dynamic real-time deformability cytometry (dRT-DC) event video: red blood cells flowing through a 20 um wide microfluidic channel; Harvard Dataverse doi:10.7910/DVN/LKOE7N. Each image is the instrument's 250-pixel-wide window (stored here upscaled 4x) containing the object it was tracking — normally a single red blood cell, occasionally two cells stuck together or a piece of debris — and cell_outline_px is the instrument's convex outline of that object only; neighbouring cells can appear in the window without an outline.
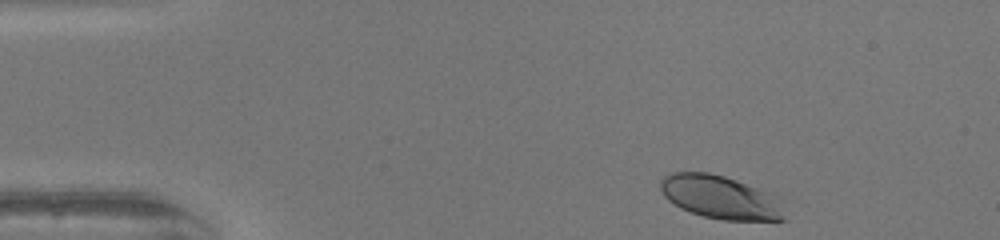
{"species": "human", "species_latin": "Homo sapiens", "temperature_condition": "warm", "stored_images_in_passage": 45, "camera_frame_rate_fps": 3000, "um_per_image_px": 0.085, "donor": {"sex": "female"}, "frame": {"image": 1, "passage_image": 1, "time_ms": 0.0, "image_size_px": [1000, 240], "cell_outline_px": [[788, 220], [724, 220], [704, 216], [680, 208], [668, 200], [664, 196], [660, 188], [660, 180], [664, 176], [672, 172], [708, 172], [724, 176], [736, 180], [756, 188], [772, 196]], "centroid_in_image_um": [61.13, 16.76], "position_along_channel_um": 23.9, "area_um2": 30.63}}
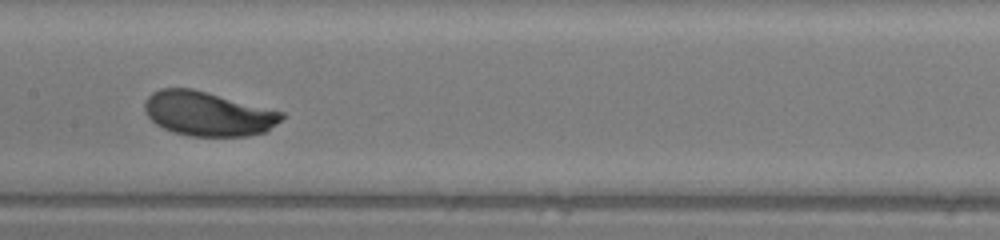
{"frame": {"image": 2, "passage_image": 20, "time_ms": 6.333, "image_size_px": [1000, 240], "cell_outline_px": [[284, 116], [268, 132], [248, 136], [192, 136], [172, 132], [156, 124], [148, 116], [144, 108], [144, 100], [152, 92], [160, 88], [192, 88], [284, 112]], "centroid_in_image_um": [17.67, 9.67], "position_along_channel_um": 189.7, "area_um2": 35.49}}
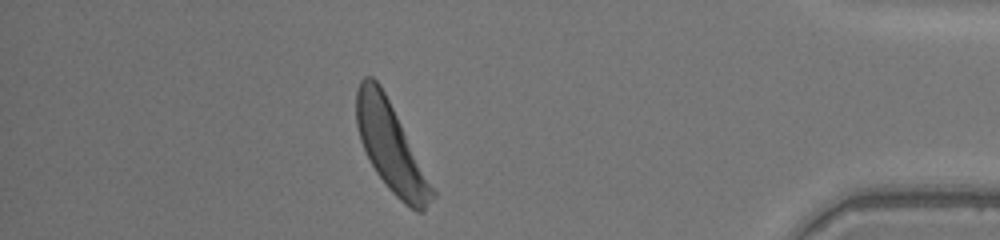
{"frame": {"image": 3, "passage_image": 39, "time_ms": 12.667, "image_size_px": [1000, 240], "cell_outline_px": [[436, 196], [424, 212], [416, 212], [400, 200], [388, 188], [376, 172], [360, 140], [356, 124], [356, 92], [360, 80], [364, 76], [372, 76], [380, 84], [436, 192]], "centroid_in_image_um": [33.22, 12.52], "position_along_channel_um": 402.0, "area_um2": 38.44}, "authors_computed_cell_mechanics": {"area_um2": 35.4892, "velocity_mm_per_s": 4.0386, "shape_relaxation_time_tau1_ms": 1.7463, "shape_relaxation_time_tau2_ms": null, "deformation_change_tau1": 0.1193, "deformation_change_tau2": null}}